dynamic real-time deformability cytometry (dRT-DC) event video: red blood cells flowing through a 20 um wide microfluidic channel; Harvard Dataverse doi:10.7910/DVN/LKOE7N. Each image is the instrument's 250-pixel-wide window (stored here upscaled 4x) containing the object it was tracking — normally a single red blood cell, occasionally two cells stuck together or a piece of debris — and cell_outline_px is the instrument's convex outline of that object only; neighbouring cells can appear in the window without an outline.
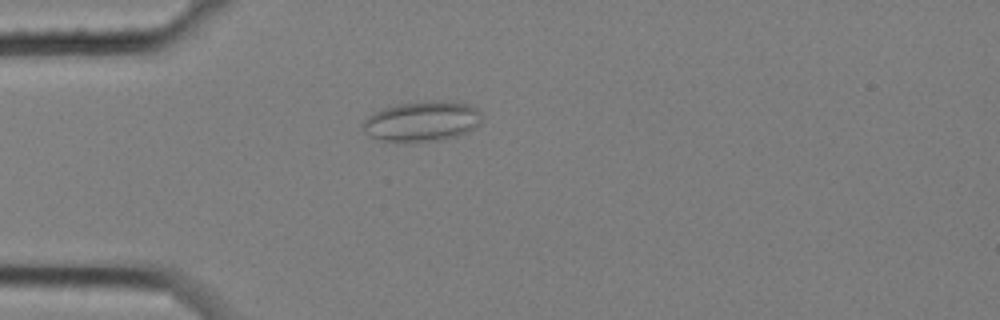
{"species": "common noctule bat (a hibernating species)", "species_latin": "Nyctalus noctula", "temperature_condition": "cold", "stored_images_in_passage": 5, "camera_frame_rate_fps": 3000, "um_per_image_px": 0.085, "animal": {"sex": "female", "body_mass_g": 25.1}, "frame": {"image": 1, "passage_image": 5, "time_ms": 1.333, "image_size_px": [1000, 320], "cell_outline_px": [[484, 116], [480, 124], [476, 128], [468, 132], [456, 136], [436, 140], [384, 140], [372, 136], [364, 132], [360, 124], [372, 112], [396, 104], [432, 100], [444, 100], [464, 104], [476, 108]], "centroid_in_image_um": [35.89, 10.27], "position_along_channel_um": 49.1, "area_um2": 27.63}}